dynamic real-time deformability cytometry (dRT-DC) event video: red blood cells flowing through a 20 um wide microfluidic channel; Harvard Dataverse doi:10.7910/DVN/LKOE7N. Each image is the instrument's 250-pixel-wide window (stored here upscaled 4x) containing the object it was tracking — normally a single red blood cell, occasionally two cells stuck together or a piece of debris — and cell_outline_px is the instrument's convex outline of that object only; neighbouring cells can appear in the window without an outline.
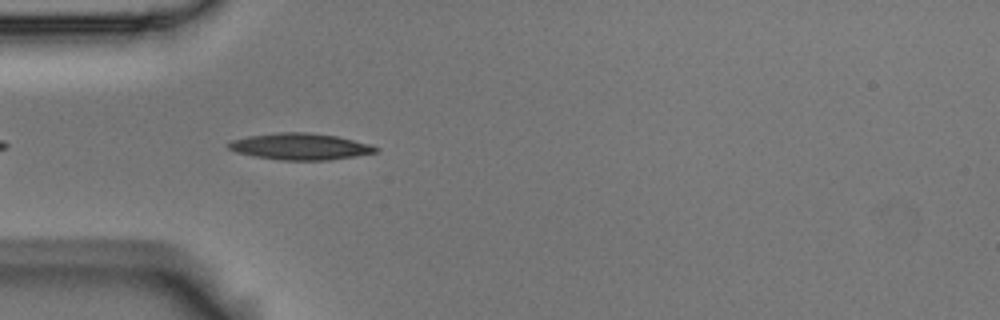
{"species": "Egyptian fruit bat (a non-hibernating species)", "species_latin": "Rousettus aegyptiacus", "temperature_condition": "room temperature", "stored_images_in_passage": 3, "camera_frame_rate_fps": 3000, "um_per_image_px": 0.085, "animal": {"sex": "male"}, "frame": {"image": 1, "passage_image": 3, "time_ms": 0.667, "image_size_px": [1000, 320], "cell_outline_px": [[380, 148], [376, 152], [356, 156], [328, 160], [280, 160], [256, 156], [236, 152], [228, 148], [228, 144], [232, 140], [248, 136], [276, 132], [308, 132], [336, 136], [372, 144]], "centroid_in_image_um": [25.54, 12.45], "position_along_channel_um": 59.5, "area_um2": 22.72}}